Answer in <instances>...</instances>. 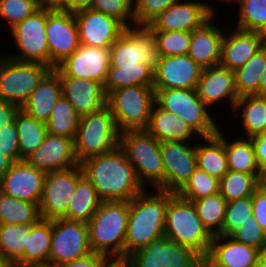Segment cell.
Returning <instances> with one entry per match:
<instances>
[{
    "instance_id": "ffe728a7",
    "label": "cell",
    "mask_w": 266,
    "mask_h": 267,
    "mask_svg": "<svg viewBox=\"0 0 266 267\" xmlns=\"http://www.w3.org/2000/svg\"><path fill=\"white\" fill-rule=\"evenodd\" d=\"M203 68L188 55L159 56L154 67V88L196 89Z\"/></svg>"
},
{
    "instance_id": "603a6c76",
    "label": "cell",
    "mask_w": 266,
    "mask_h": 267,
    "mask_svg": "<svg viewBox=\"0 0 266 267\" xmlns=\"http://www.w3.org/2000/svg\"><path fill=\"white\" fill-rule=\"evenodd\" d=\"M196 91L209 108L227 100L233 110L239 98L235 87L234 71L221 65L202 70Z\"/></svg>"
},
{
    "instance_id": "7c38bea8",
    "label": "cell",
    "mask_w": 266,
    "mask_h": 267,
    "mask_svg": "<svg viewBox=\"0 0 266 267\" xmlns=\"http://www.w3.org/2000/svg\"><path fill=\"white\" fill-rule=\"evenodd\" d=\"M93 253L88 225L81 221L64 218L52 220L51 249L49 263L56 267L84 258Z\"/></svg>"
},
{
    "instance_id": "5b68a950",
    "label": "cell",
    "mask_w": 266,
    "mask_h": 267,
    "mask_svg": "<svg viewBox=\"0 0 266 267\" xmlns=\"http://www.w3.org/2000/svg\"><path fill=\"white\" fill-rule=\"evenodd\" d=\"M119 147L133 165L137 178L145 189L151 186V189L164 191V161L160 142L153 135L147 130L121 132Z\"/></svg>"
},
{
    "instance_id": "ee69618b",
    "label": "cell",
    "mask_w": 266,
    "mask_h": 267,
    "mask_svg": "<svg viewBox=\"0 0 266 267\" xmlns=\"http://www.w3.org/2000/svg\"><path fill=\"white\" fill-rule=\"evenodd\" d=\"M157 42L159 56L187 55L191 32L151 30Z\"/></svg>"
},
{
    "instance_id": "5bb4252c",
    "label": "cell",
    "mask_w": 266,
    "mask_h": 267,
    "mask_svg": "<svg viewBox=\"0 0 266 267\" xmlns=\"http://www.w3.org/2000/svg\"><path fill=\"white\" fill-rule=\"evenodd\" d=\"M201 255L163 235L152 240L125 260L130 267H197Z\"/></svg>"
},
{
    "instance_id": "e0dca14e",
    "label": "cell",
    "mask_w": 266,
    "mask_h": 267,
    "mask_svg": "<svg viewBox=\"0 0 266 267\" xmlns=\"http://www.w3.org/2000/svg\"><path fill=\"white\" fill-rule=\"evenodd\" d=\"M192 143L160 142L165 168L164 191L177 193L197 168L196 142Z\"/></svg>"
},
{
    "instance_id": "52a82bcc",
    "label": "cell",
    "mask_w": 266,
    "mask_h": 267,
    "mask_svg": "<svg viewBox=\"0 0 266 267\" xmlns=\"http://www.w3.org/2000/svg\"><path fill=\"white\" fill-rule=\"evenodd\" d=\"M154 90V102L160 108L180 117L199 135V138L217 134L219 127L214 121V113L209 114L211 109L199 98L196 89L154 88Z\"/></svg>"
},
{
    "instance_id": "c3c4849f",
    "label": "cell",
    "mask_w": 266,
    "mask_h": 267,
    "mask_svg": "<svg viewBox=\"0 0 266 267\" xmlns=\"http://www.w3.org/2000/svg\"><path fill=\"white\" fill-rule=\"evenodd\" d=\"M91 8L116 18L126 28L134 25V0H94Z\"/></svg>"
},
{
    "instance_id": "680465c9",
    "label": "cell",
    "mask_w": 266,
    "mask_h": 267,
    "mask_svg": "<svg viewBox=\"0 0 266 267\" xmlns=\"http://www.w3.org/2000/svg\"><path fill=\"white\" fill-rule=\"evenodd\" d=\"M36 1L40 8L62 11V0H36Z\"/></svg>"
},
{
    "instance_id": "4fadbf2b",
    "label": "cell",
    "mask_w": 266,
    "mask_h": 267,
    "mask_svg": "<svg viewBox=\"0 0 266 267\" xmlns=\"http://www.w3.org/2000/svg\"><path fill=\"white\" fill-rule=\"evenodd\" d=\"M84 176L81 164L72 168L45 174L40 217L44 220L63 218L75 193L77 182Z\"/></svg>"
},
{
    "instance_id": "f907efd6",
    "label": "cell",
    "mask_w": 266,
    "mask_h": 267,
    "mask_svg": "<svg viewBox=\"0 0 266 267\" xmlns=\"http://www.w3.org/2000/svg\"><path fill=\"white\" fill-rule=\"evenodd\" d=\"M230 237L238 242L259 249L266 242V231L259 226L257 220L252 215L250 220L241 224Z\"/></svg>"
},
{
    "instance_id": "9a60e30c",
    "label": "cell",
    "mask_w": 266,
    "mask_h": 267,
    "mask_svg": "<svg viewBox=\"0 0 266 267\" xmlns=\"http://www.w3.org/2000/svg\"><path fill=\"white\" fill-rule=\"evenodd\" d=\"M46 36L49 67L56 68L80 46L74 12L47 9Z\"/></svg>"
},
{
    "instance_id": "94428289",
    "label": "cell",
    "mask_w": 266,
    "mask_h": 267,
    "mask_svg": "<svg viewBox=\"0 0 266 267\" xmlns=\"http://www.w3.org/2000/svg\"><path fill=\"white\" fill-rule=\"evenodd\" d=\"M197 267H221V266L213 262L207 255H204L199 258Z\"/></svg>"
},
{
    "instance_id": "3957f363",
    "label": "cell",
    "mask_w": 266,
    "mask_h": 267,
    "mask_svg": "<svg viewBox=\"0 0 266 267\" xmlns=\"http://www.w3.org/2000/svg\"><path fill=\"white\" fill-rule=\"evenodd\" d=\"M129 201H102L87 223L94 253L125 259Z\"/></svg>"
},
{
    "instance_id": "8fae6325",
    "label": "cell",
    "mask_w": 266,
    "mask_h": 267,
    "mask_svg": "<svg viewBox=\"0 0 266 267\" xmlns=\"http://www.w3.org/2000/svg\"><path fill=\"white\" fill-rule=\"evenodd\" d=\"M46 22L47 9L40 8L14 26L9 32L19 51L14 55L6 54V56L17 61L41 63L49 66Z\"/></svg>"
},
{
    "instance_id": "003e7915",
    "label": "cell",
    "mask_w": 266,
    "mask_h": 267,
    "mask_svg": "<svg viewBox=\"0 0 266 267\" xmlns=\"http://www.w3.org/2000/svg\"><path fill=\"white\" fill-rule=\"evenodd\" d=\"M14 264L0 253V267H13Z\"/></svg>"
},
{
    "instance_id": "f546056e",
    "label": "cell",
    "mask_w": 266,
    "mask_h": 267,
    "mask_svg": "<svg viewBox=\"0 0 266 267\" xmlns=\"http://www.w3.org/2000/svg\"><path fill=\"white\" fill-rule=\"evenodd\" d=\"M225 135L219 126L216 135L200 138L198 141H202V143L196 141L197 167L219 180L229 170L224 147Z\"/></svg>"
},
{
    "instance_id": "74e56055",
    "label": "cell",
    "mask_w": 266,
    "mask_h": 267,
    "mask_svg": "<svg viewBox=\"0 0 266 267\" xmlns=\"http://www.w3.org/2000/svg\"><path fill=\"white\" fill-rule=\"evenodd\" d=\"M40 217L39 205L16 199L0 191V224H36Z\"/></svg>"
},
{
    "instance_id": "d590c367",
    "label": "cell",
    "mask_w": 266,
    "mask_h": 267,
    "mask_svg": "<svg viewBox=\"0 0 266 267\" xmlns=\"http://www.w3.org/2000/svg\"><path fill=\"white\" fill-rule=\"evenodd\" d=\"M14 122L18 132V148L21 161L25 160L44 142L48 132L46 123L31 117L22 109L17 113Z\"/></svg>"
},
{
    "instance_id": "836d02e7",
    "label": "cell",
    "mask_w": 266,
    "mask_h": 267,
    "mask_svg": "<svg viewBox=\"0 0 266 267\" xmlns=\"http://www.w3.org/2000/svg\"><path fill=\"white\" fill-rule=\"evenodd\" d=\"M102 203L95 187L84 175L78 182L64 219L88 223Z\"/></svg>"
},
{
    "instance_id": "44dd1931",
    "label": "cell",
    "mask_w": 266,
    "mask_h": 267,
    "mask_svg": "<svg viewBox=\"0 0 266 267\" xmlns=\"http://www.w3.org/2000/svg\"><path fill=\"white\" fill-rule=\"evenodd\" d=\"M45 174L26 160L16 161L0 178V191L16 199L39 205Z\"/></svg>"
},
{
    "instance_id": "ab89813d",
    "label": "cell",
    "mask_w": 266,
    "mask_h": 267,
    "mask_svg": "<svg viewBox=\"0 0 266 267\" xmlns=\"http://www.w3.org/2000/svg\"><path fill=\"white\" fill-rule=\"evenodd\" d=\"M31 232V225L0 224V253L13 264H16L27 246V233Z\"/></svg>"
},
{
    "instance_id": "9f6ffc18",
    "label": "cell",
    "mask_w": 266,
    "mask_h": 267,
    "mask_svg": "<svg viewBox=\"0 0 266 267\" xmlns=\"http://www.w3.org/2000/svg\"><path fill=\"white\" fill-rule=\"evenodd\" d=\"M20 109L21 107L15 103L0 100V129L14 123Z\"/></svg>"
},
{
    "instance_id": "4316f807",
    "label": "cell",
    "mask_w": 266,
    "mask_h": 267,
    "mask_svg": "<svg viewBox=\"0 0 266 267\" xmlns=\"http://www.w3.org/2000/svg\"><path fill=\"white\" fill-rule=\"evenodd\" d=\"M224 32L220 65L235 71L262 48L256 32L237 29Z\"/></svg>"
},
{
    "instance_id": "30bf717a",
    "label": "cell",
    "mask_w": 266,
    "mask_h": 267,
    "mask_svg": "<svg viewBox=\"0 0 266 267\" xmlns=\"http://www.w3.org/2000/svg\"><path fill=\"white\" fill-rule=\"evenodd\" d=\"M110 65L141 67V63L155 67L159 59L157 42L147 26H130L109 48Z\"/></svg>"
},
{
    "instance_id": "d6a6232c",
    "label": "cell",
    "mask_w": 266,
    "mask_h": 267,
    "mask_svg": "<svg viewBox=\"0 0 266 267\" xmlns=\"http://www.w3.org/2000/svg\"><path fill=\"white\" fill-rule=\"evenodd\" d=\"M52 220L40 219L31 225V232L27 233V246L23 257L17 265H33L49 262L51 249Z\"/></svg>"
},
{
    "instance_id": "7bdbcfd3",
    "label": "cell",
    "mask_w": 266,
    "mask_h": 267,
    "mask_svg": "<svg viewBox=\"0 0 266 267\" xmlns=\"http://www.w3.org/2000/svg\"><path fill=\"white\" fill-rule=\"evenodd\" d=\"M215 193H219V179L198 167L184 186L177 192L179 196L191 202Z\"/></svg>"
},
{
    "instance_id": "681fc988",
    "label": "cell",
    "mask_w": 266,
    "mask_h": 267,
    "mask_svg": "<svg viewBox=\"0 0 266 267\" xmlns=\"http://www.w3.org/2000/svg\"><path fill=\"white\" fill-rule=\"evenodd\" d=\"M179 0H134L135 26H147L162 12Z\"/></svg>"
},
{
    "instance_id": "11a10c76",
    "label": "cell",
    "mask_w": 266,
    "mask_h": 267,
    "mask_svg": "<svg viewBox=\"0 0 266 267\" xmlns=\"http://www.w3.org/2000/svg\"><path fill=\"white\" fill-rule=\"evenodd\" d=\"M255 150L256 162L263 172L266 169V132L250 138Z\"/></svg>"
},
{
    "instance_id": "ba28073f",
    "label": "cell",
    "mask_w": 266,
    "mask_h": 267,
    "mask_svg": "<svg viewBox=\"0 0 266 267\" xmlns=\"http://www.w3.org/2000/svg\"><path fill=\"white\" fill-rule=\"evenodd\" d=\"M154 87L131 85L112 90L107 106L114 116L118 131L146 130L154 103Z\"/></svg>"
},
{
    "instance_id": "cb8c5ba5",
    "label": "cell",
    "mask_w": 266,
    "mask_h": 267,
    "mask_svg": "<svg viewBox=\"0 0 266 267\" xmlns=\"http://www.w3.org/2000/svg\"><path fill=\"white\" fill-rule=\"evenodd\" d=\"M214 18L212 16L200 28L191 32L187 55L203 69L218 66L221 62L225 30L217 22L213 23Z\"/></svg>"
},
{
    "instance_id": "277c9868",
    "label": "cell",
    "mask_w": 266,
    "mask_h": 267,
    "mask_svg": "<svg viewBox=\"0 0 266 267\" xmlns=\"http://www.w3.org/2000/svg\"><path fill=\"white\" fill-rule=\"evenodd\" d=\"M164 235L168 240L207 255L213 235L198 217L195 206L177 193L169 192Z\"/></svg>"
},
{
    "instance_id": "7a4b0ae2",
    "label": "cell",
    "mask_w": 266,
    "mask_h": 267,
    "mask_svg": "<svg viewBox=\"0 0 266 267\" xmlns=\"http://www.w3.org/2000/svg\"><path fill=\"white\" fill-rule=\"evenodd\" d=\"M147 191L145 189L129 201L125 259L164 235L169 192L153 189L151 194Z\"/></svg>"
},
{
    "instance_id": "7dc6e473",
    "label": "cell",
    "mask_w": 266,
    "mask_h": 267,
    "mask_svg": "<svg viewBox=\"0 0 266 267\" xmlns=\"http://www.w3.org/2000/svg\"><path fill=\"white\" fill-rule=\"evenodd\" d=\"M40 7L36 0H0V19L6 21L9 31Z\"/></svg>"
},
{
    "instance_id": "2e32d148",
    "label": "cell",
    "mask_w": 266,
    "mask_h": 267,
    "mask_svg": "<svg viewBox=\"0 0 266 267\" xmlns=\"http://www.w3.org/2000/svg\"><path fill=\"white\" fill-rule=\"evenodd\" d=\"M186 1V2H185ZM212 3L179 0L155 18L147 27L150 30L192 32L212 16H217ZM216 11V12H215Z\"/></svg>"
},
{
    "instance_id": "6f0895ef",
    "label": "cell",
    "mask_w": 266,
    "mask_h": 267,
    "mask_svg": "<svg viewBox=\"0 0 266 267\" xmlns=\"http://www.w3.org/2000/svg\"><path fill=\"white\" fill-rule=\"evenodd\" d=\"M94 0H62V11L76 12L91 8Z\"/></svg>"
},
{
    "instance_id": "4dcf8cb0",
    "label": "cell",
    "mask_w": 266,
    "mask_h": 267,
    "mask_svg": "<svg viewBox=\"0 0 266 267\" xmlns=\"http://www.w3.org/2000/svg\"><path fill=\"white\" fill-rule=\"evenodd\" d=\"M233 114L240 116V123L245 134L242 137L251 138L259 133L266 132V96L245 95L238 98L234 106ZM245 135V136H244Z\"/></svg>"
},
{
    "instance_id": "f1b7e54d",
    "label": "cell",
    "mask_w": 266,
    "mask_h": 267,
    "mask_svg": "<svg viewBox=\"0 0 266 267\" xmlns=\"http://www.w3.org/2000/svg\"><path fill=\"white\" fill-rule=\"evenodd\" d=\"M146 130L159 142H195L200 139L198 138L199 135L180 117L160 108L155 102L151 108L150 120Z\"/></svg>"
},
{
    "instance_id": "f6af8a7d",
    "label": "cell",
    "mask_w": 266,
    "mask_h": 267,
    "mask_svg": "<svg viewBox=\"0 0 266 267\" xmlns=\"http://www.w3.org/2000/svg\"><path fill=\"white\" fill-rule=\"evenodd\" d=\"M252 215V196L227 202L222 230L217 235L230 236Z\"/></svg>"
},
{
    "instance_id": "8992f818",
    "label": "cell",
    "mask_w": 266,
    "mask_h": 267,
    "mask_svg": "<svg viewBox=\"0 0 266 267\" xmlns=\"http://www.w3.org/2000/svg\"><path fill=\"white\" fill-rule=\"evenodd\" d=\"M120 132L110 108L80 116L74 139L75 156L79 164L85 159L104 154L119 146Z\"/></svg>"
},
{
    "instance_id": "484cf974",
    "label": "cell",
    "mask_w": 266,
    "mask_h": 267,
    "mask_svg": "<svg viewBox=\"0 0 266 267\" xmlns=\"http://www.w3.org/2000/svg\"><path fill=\"white\" fill-rule=\"evenodd\" d=\"M207 256L221 267H258V249L230 236L214 235Z\"/></svg>"
},
{
    "instance_id": "6125c7cd",
    "label": "cell",
    "mask_w": 266,
    "mask_h": 267,
    "mask_svg": "<svg viewBox=\"0 0 266 267\" xmlns=\"http://www.w3.org/2000/svg\"><path fill=\"white\" fill-rule=\"evenodd\" d=\"M258 267H266V242L258 249Z\"/></svg>"
},
{
    "instance_id": "a7ac6f4b",
    "label": "cell",
    "mask_w": 266,
    "mask_h": 267,
    "mask_svg": "<svg viewBox=\"0 0 266 267\" xmlns=\"http://www.w3.org/2000/svg\"><path fill=\"white\" fill-rule=\"evenodd\" d=\"M13 267H56V266H54L53 264L48 262V263L33 264V265H17V264H14Z\"/></svg>"
},
{
    "instance_id": "91938a15",
    "label": "cell",
    "mask_w": 266,
    "mask_h": 267,
    "mask_svg": "<svg viewBox=\"0 0 266 267\" xmlns=\"http://www.w3.org/2000/svg\"><path fill=\"white\" fill-rule=\"evenodd\" d=\"M14 161L0 150V178L12 167Z\"/></svg>"
},
{
    "instance_id": "60d3db41",
    "label": "cell",
    "mask_w": 266,
    "mask_h": 267,
    "mask_svg": "<svg viewBox=\"0 0 266 267\" xmlns=\"http://www.w3.org/2000/svg\"><path fill=\"white\" fill-rule=\"evenodd\" d=\"M203 225L214 236L222 230L227 201L220 193H215L192 201Z\"/></svg>"
},
{
    "instance_id": "6da1fadb",
    "label": "cell",
    "mask_w": 266,
    "mask_h": 267,
    "mask_svg": "<svg viewBox=\"0 0 266 267\" xmlns=\"http://www.w3.org/2000/svg\"><path fill=\"white\" fill-rule=\"evenodd\" d=\"M80 164L102 201H130L145 190L119 146L110 152L91 156Z\"/></svg>"
},
{
    "instance_id": "f35d334b",
    "label": "cell",
    "mask_w": 266,
    "mask_h": 267,
    "mask_svg": "<svg viewBox=\"0 0 266 267\" xmlns=\"http://www.w3.org/2000/svg\"><path fill=\"white\" fill-rule=\"evenodd\" d=\"M266 65V47L259 49L242 67L234 71L238 96L259 95L260 78Z\"/></svg>"
},
{
    "instance_id": "db71d44e",
    "label": "cell",
    "mask_w": 266,
    "mask_h": 267,
    "mask_svg": "<svg viewBox=\"0 0 266 267\" xmlns=\"http://www.w3.org/2000/svg\"><path fill=\"white\" fill-rule=\"evenodd\" d=\"M112 260L109 256L93 252L84 258L73 260L60 267H106Z\"/></svg>"
},
{
    "instance_id": "e575fe53",
    "label": "cell",
    "mask_w": 266,
    "mask_h": 267,
    "mask_svg": "<svg viewBox=\"0 0 266 267\" xmlns=\"http://www.w3.org/2000/svg\"><path fill=\"white\" fill-rule=\"evenodd\" d=\"M154 67L141 63V67H115L110 65L104 82V90L108 95L112 90L131 85L153 87Z\"/></svg>"
},
{
    "instance_id": "7402d4cb",
    "label": "cell",
    "mask_w": 266,
    "mask_h": 267,
    "mask_svg": "<svg viewBox=\"0 0 266 267\" xmlns=\"http://www.w3.org/2000/svg\"><path fill=\"white\" fill-rule=\"evenodd\" d=\"M25 160L45 173L66 170L79 164L75 156L74 140L49 133Z\"/></svg>"
},
{
    "instance_id": "d6986e66",
    "label": "cell",
    "mask_w": 266,
    "mask_h": 267,
    "mask_svg": "<svg viewBox=\"0 0 266 267\" xmlns=\"http://www.w3.org/2000/svg\"><path fill=\"white\" fill-rule=\"evenodd\" d=\"M78 25L80 44L85 46L110 48L126 27L116 18L92 8L74 12Z\"/></svg>"
},
{
    "instance_id": "b9f144b4",
    "label": "cell",
    "mask_w": 266,
    "mask_h": 267,
    "mask_svg": "<svg viewBox=\"0 0 266 267\" xmlns=\"http://www.w3.org/2000/svg\"><path fill=\"white\" fill-rule=\"evenodd\" d=\"M260 185L253 174L228 170L219 180V193L229 202L252 196Z\"/></svg>"
},
{
    "instance_id": "03108f58",
    "label": "cell",
    "mask_w": 266,
    "mask_h": 267,
    "mask_svg": "<svg viewBox=\"0 0 266 267\" xmlns=\"http://www.w3.org/2000/svg\"><path fill=\"white\" fill-rule=\"evenodd\" d=\"M106 267H130L125 259H113Z\"/></svg>"
},
{
    "instance_id": "e7e4bbea",
    "label": "cell",
    "mask_w": 266,
    "mask_h": 267,
    "mask_svg": "<svg viewBox=\"0 0 266 267\" xmlns=\"http://www.w3.org/2000/svg\"><path fill=\"white\" fill-rule=\"evenodd\" d=\"M259 95L266 96V65L260 78Z\"/></svg>"
},
{
    "instance_id": "8d00e7d4",
    "label": "cell",
    "mask_w": 266,
    "mask_h": 267,
    "mask_svg": "<svg viewBox=\"0 0 266 267\" xmlns=\"http://www.w3.org/2000/svg\"><path fill=\"white\" fill-rule=\"evenodd\" d=\"M80 115L72 104L61 94L52 108L50 117L46 122V129L49 134L67 138L76 137L79 126Z\"/></svg>"
},
{
    "instance_id": "89a4df30",
    "label": "cell",
    "mask_w": 266,
    "mask_h": 267,
    "mask_svg": "<svg viewBox=\"0 0 266 267\" xmlns=\"http://www.w3.org/2000/svg\"><path fill=\"white\" fill-rule=\"evenodd\" d=\"M219 1H220V2L223 1V3H224V1H226V2H228V3H230V4L233 3V5H234V4L238 5V4L240 3L241 0H219ZM216 2H217V0H216ZM231 2H232V3H231Z\"/></svg>"
},
{
    "instance_id": "bcb514c9",
    "label": "cell",
    "mask_w": 266,
    "mask_h": 267,
    "mask_svg": "<svg viewBox=\"0 0 266 267\" xmlns=\"http://www.w3.org/2000/svg\"><path fill=\"white\" fill-rule=\"evenodd\" d=\"M236 28L255 32L266 23V0H241Z\"/></svg>"
},
{
    "instance_id": "1f68e13d",
    "label": "cell",
    "mask_w": 266,
    "mask_h": 267,
    "mask_svg": "<svg viewBox=\"0 0 266 267\" xmlns=\"http://www.w3.org/2000/svg\"><path fill=\"white\" fill-rule=\"evenodd\" d=\"M225 137L224 147L227 154L229 170L253 174L261 182L263 172L257 165L255 150L251 139L236 136L238 138L235 137L233 140H229L227 136ZM239 137H241V139Z\"/></svg>"
},
{
    "instance_id": "83f0119b",
    "label": "cell",
    "mask_w": 266,
    "mask_h": 267,
    "mask_svg": "<svg viewBox=\"0 0 266 267\" xmlns=\"http://www.w3.org/2000/svg\"><path fill=\"white\" fill-rule=\"evenodd\" d=\"M61 95V77L52 68L39 82L21 109L31 117L46 123L52 108Z\"/></svg>"
},
{
    "instance_id": "2644e50d",
    "label": "cell",
    "mask_w": 266,
    "mask_h": 267,
    "mask_svg": "<svg viewBox=\"0 0 266 267\" xmlns=\"http://www.w3.org/2000/svg\"><path fill=\"white\" fill-rule=\"evenodd\" d=\"M261 184L266 187V169L263 171V177H262V181Z\"/></svg>"
},
{
    "instance_id": "f5cc1de1",
    "label": "cell",
    "mask_w": 266,
    "mask_h": 267,
    "mask_svg": "<svg viewBox=\"0 0 266 267\" xmlns=\"http://www.w3.org/2000/svg\"><path fill=\"white\" fill-rule=\"evenodd\" d=\"M253 216L259 226L266 231V187L262 184L252 195Z\"/></svg>"
},
{
    "instance_id": "ac0fdd59",
    "label": "cell",
    "mask_w": 266,
    "mask_h": 267,
    "mask_svg": "<svg viewBox=\"0 0 266 267\" xmlns=\"http://www.w3.org/2000/svg\"><path fill=\"white\" fill-rule=\"evenodd\" d=\"M109 67V48L80 44L79 48L59 63L55 69L60 77L88 79L104 86Z\"/></svg>"
},
{
    "instance_id": "816d5d0a",
    "label": "cell",
    "mask_w": 266,
    "mask_h": 267,
    "mask_svg": "<svg viewBox=\"0 0 266 267\" xmlns=\"http://www.w3.org/2000/svg\"><path fill=\"white\" fill-rule=\"evenodd\" d=\"M0 150L14 162L20 161L18 132L15 122L0 129Z\"/></svg>"
},
{
    "instance_id": "d4e9b609",
    "label": "cell",
    "mask_w": 266,
    "mask_h": 267,
    "mask_svg": "<svg viewBox=\"0 0 266 267\" xmlns=\"http://www.w3.org/2000/svg\"><path fill=\"white\" fill-rule=\"evenodd\" d=\"M61 94L80 116L101 110L107 105L103 85L88 79L61 77Z\"/></svg>"
},
{
    "instance_id": "be15d7a7",
    "label": "cell",
    "mask_w": 266,
    "mask_h": 267,
    "mask_svg": "<svg viewBox=\"0 0 266 267\" xmlns=\"http://www.w3.org/2000/svg\"><path fill=\"white\" fill-rule=\"evenodd\" d=\"M261 46L266 47V23L260 26L256 31Z\"/></svg>"
},
{
    "instance_id": "9c48e42d",
    "label": "cell",
    "mask_w": 266,
    "mask_h": 267,
    "mask_svg": "<svg viewBox=\"0 0 266 267\" xmlns=\"http://www.w3.org/2000/svg\"><path fill=\"white\" fill-rule=\"evenodd\" d=\"M0 54V100L22 107L52 68L41 63L17 61Z\"/></svg>"
}]
</instances>
